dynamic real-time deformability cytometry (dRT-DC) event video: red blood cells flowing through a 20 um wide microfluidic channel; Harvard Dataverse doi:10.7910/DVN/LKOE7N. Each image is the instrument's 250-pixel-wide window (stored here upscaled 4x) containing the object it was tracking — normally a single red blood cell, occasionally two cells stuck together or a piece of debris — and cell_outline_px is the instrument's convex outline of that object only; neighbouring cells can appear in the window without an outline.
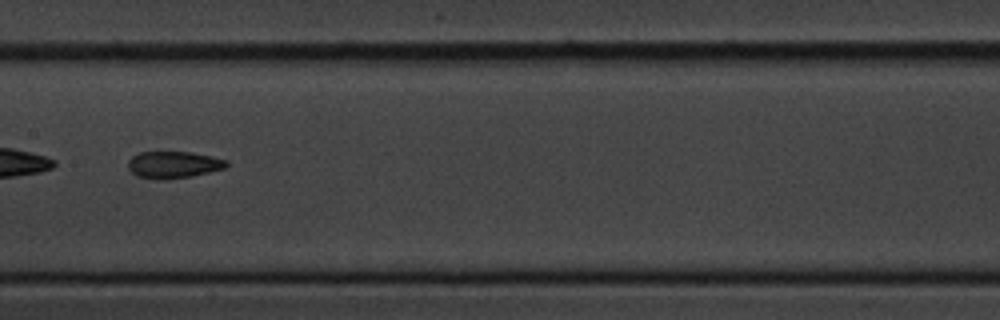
{"species": "common noctule bat (a hibernating species)", "species_latin": "Nyctalus noctula", "temperature_condition": "cold", "stored_images_in_passage": 14, "camera_frame_rate_fps": 3000, "um_per_image_px": 0.085, "animal": {"sex": "male", "body_mass_g": 20.1, "forearm_length_mm": 53.5}, "frame": {"image": 1, "passage_image": 7, "time_ms": 7.667, "image_size_px": [1000, 320], "cell_outline_px": [[228, 164], [224, 168], [192, 176], [164, 180], [160, 180], [136, 176], [128, 168], [128, 160], [132, 156], [140, 152], [192, 152], [212, 156], [228, 160]], "centroid_in_image_um": [14.73, 14.0], "position_along_channel_um": 192.7, "area_um2": 15.49}}
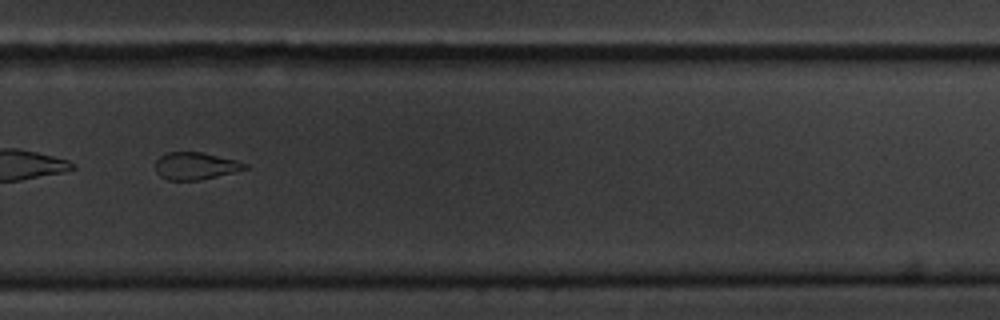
{"frame": {"image": 2, "passage_image": 10, "time_ms": 11.0, "image_size_px": [1000, 320], "cell_outline_px": [[248, 168], [236, 172], [200, 180], [168, 180], [160, 176], [156, 172], [156, 160], [160, 156], [168, 152], [200, 152], [236, 160], [248, 164]], "centroid_in_image_um": [16.62, 14.11], "position_along_channel_um": 313.2, "area_um2": 14.22}, "authors_computed_cell_mechanics": {"area_um2": 15.8083, "velocity_mm_per_s": 3.6311, "shape_relaxation_time_tau1_ms": 10.4992, "shape_relaxation_time_tau2_ms": 8.1941, "deformation_change_tau1": 0.2154, "deformation_change_tau2": 0.1473}}